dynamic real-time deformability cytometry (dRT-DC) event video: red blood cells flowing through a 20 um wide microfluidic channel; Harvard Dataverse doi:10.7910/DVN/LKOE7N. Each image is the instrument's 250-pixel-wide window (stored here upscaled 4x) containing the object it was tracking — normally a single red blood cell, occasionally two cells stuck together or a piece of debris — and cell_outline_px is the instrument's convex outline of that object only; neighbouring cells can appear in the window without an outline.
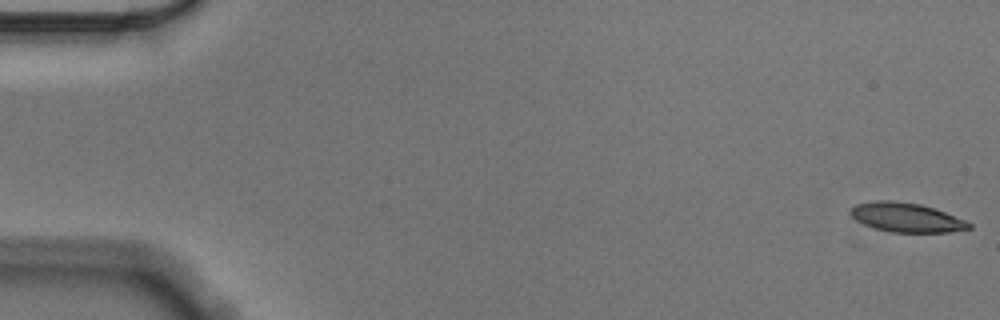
{"species": "Egyptian fruit bat (a non-hibernating species)", "species_latin": "Rousettus aegyptiacus", "temperature_condition": "cold", "stored_images_in_passage": 57, "camera_frame_rate_fps": 3000, "um_per_image_px": 0.085, "animal": {"sex": "male"}, "frame": {"image": 1, "passage_image": 1, "time_ms": 0.0, "image_size_px": [1000, 320], "cell_outline_px": [[972, 228], [948, 232], [892, 232], [872, 228], [856, 220], [848, 212], [856, 204], [876, 200], [896, 200], [920, 204], [944, 212], [964, 220], [972, 224]], "centroid_in_image_um": [77.0, 18.48], "position_along_channel_um": 8.0, "area_um2": 20.11}}
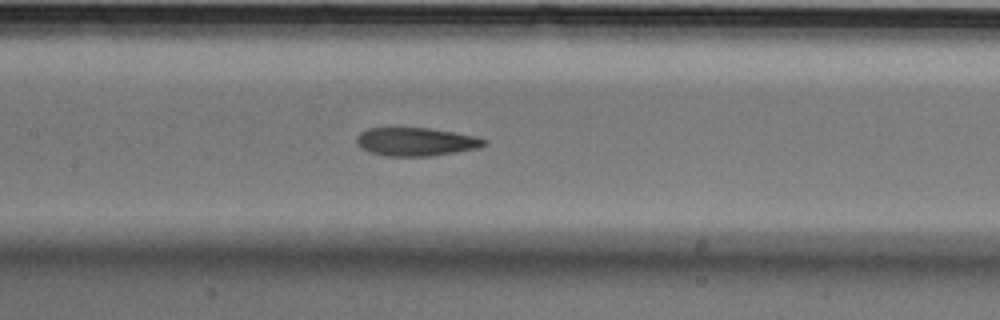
{"frame": {"image": 2, "passage_image": 27, "time_ms": 8.667, "image_size_px": [1000, 320], "cell_outline_px": [[488, 144], [480, 148], [432, 156], [384, 156], [368, 152], [360, 148], [356, 144], [356, 136], [360, 132], [368, 128], [428, 128], [476, 136], [488, 140]], "centroid_in_image_um": [35.35, 12.06], "position_along_channel_um": 172.1, "area_um2": 21.33}}
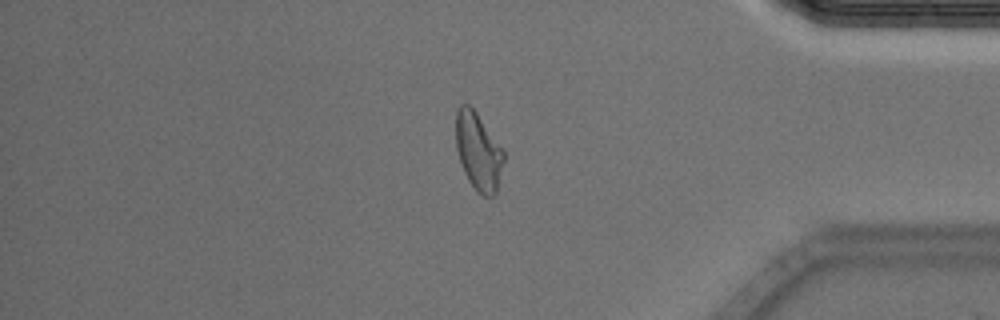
{"frame": {"image": 3, "passage_image": 48, "time_ms": 15.667, "image_size_px": [1000, 320], "cell_outline_px": [[504, 160], [496, 196], [484, 196], [476, 192], [468, 180], [464, 172], [456, 148], [456, 112], [460, 104], [468, 104], [476, 112], [504, 152]], "centroid_in_image_um": [40.65, 12.91], "position_along_channel_um": 394.5, "area_um2": 21.5}, "authors_computed_cell_mechanics": {"area_um2": 21.6172, "velocity_mm_per_s": 3.5423, "shape_relaxation_time_tau1_ms": 6.9889, "shape_relaxation_time_tau2_ms": 2.6769, "deformation_change_tau1": 0.2041, "deformation_change_tau2": 0.1076}}